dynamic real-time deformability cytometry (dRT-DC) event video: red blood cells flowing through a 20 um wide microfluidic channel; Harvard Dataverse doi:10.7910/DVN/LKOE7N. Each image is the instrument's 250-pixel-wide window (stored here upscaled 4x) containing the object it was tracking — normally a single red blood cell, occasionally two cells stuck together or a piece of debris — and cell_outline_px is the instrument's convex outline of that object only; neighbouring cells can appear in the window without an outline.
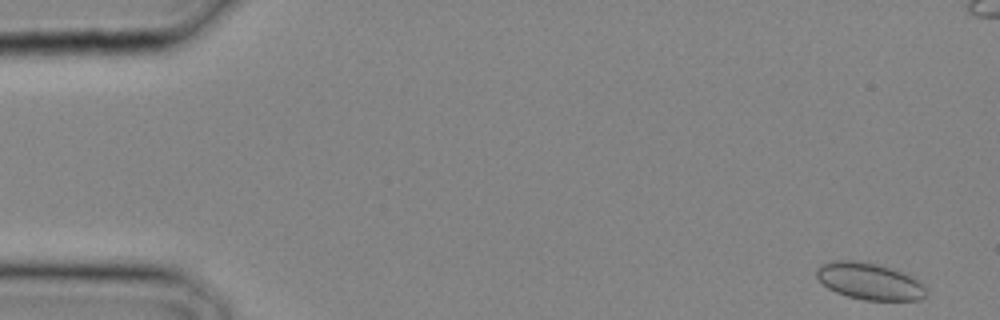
{"species": "common noctule bat (a hibernating species)", "species_latin": "Nyctalus noctula", "temperature_condition": "cold", "stored_images_in_passage": 27, "camera_frame_rate_fps": 3000, "um_per_image_px": 0.085, "animal": {"sex": "male", "body_mass_g": 20.4}, "frame": {"image": 1, "passage_image": 1, "time_ms": 0.0, "image_size_px": [1000, 320], "cell_outline_px": [[928, 292], [920, 300], [864, 300], [848, 296], [836, 292], [828, 288], [816, 276], [816, 268], [820, 264], [832, 260], [852, 260], [876, 264], [900, 272], [924, 284]], "centroid_in_image_um": [73.87, 23.91], "position_along_channel_um": 11.1, "area_um2": 23.24}}
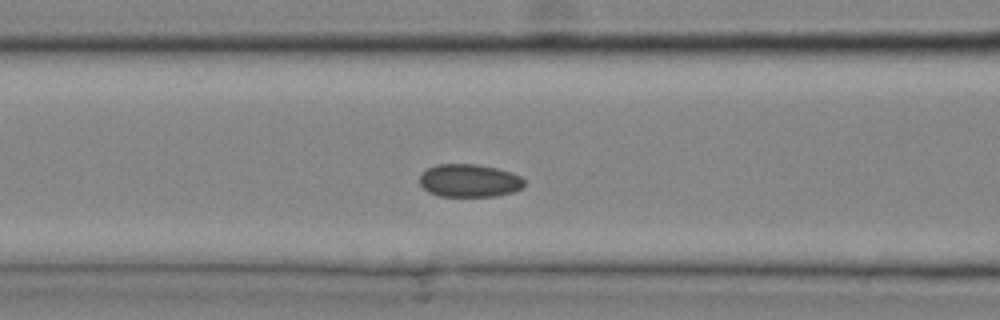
{"frame": {"image": 2, "passage_image": 12, "time_ms": 3.667, "image_size_px": [1000, 320], "cell_outline_px": [[524, 188], [512, 192], [496, 196], [440, 196], [428, 192], [420, 184], [420, 172], [436, 164], [476, 164], [496, 168], [520, 176], [524, 180]], "centroid_in_image_um": [39.87, 15.35], "position_along_channel_um": 126.7, "area_um2": 20.11}}
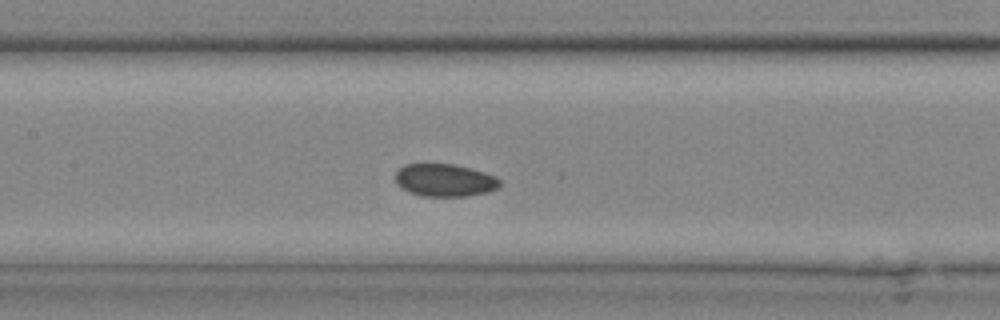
{"frame": {"image": 3, "passage_image": 14, "time_ms": 4.333, "image_size_px": [1000, 320], "cell_outline_px": [[500, 184], [496, 188], [488, 192], [468, 196], [424, 196], [408, 192], [400, 188], [396, 184], [396, 172], [404, 164], [452, 164], [472, 168], [496, 176], [500, 180]], "centroid_in_image_um": [37.79, 15.32], "position_along_channel_um": 169.6, "area_um2": 19.94}}